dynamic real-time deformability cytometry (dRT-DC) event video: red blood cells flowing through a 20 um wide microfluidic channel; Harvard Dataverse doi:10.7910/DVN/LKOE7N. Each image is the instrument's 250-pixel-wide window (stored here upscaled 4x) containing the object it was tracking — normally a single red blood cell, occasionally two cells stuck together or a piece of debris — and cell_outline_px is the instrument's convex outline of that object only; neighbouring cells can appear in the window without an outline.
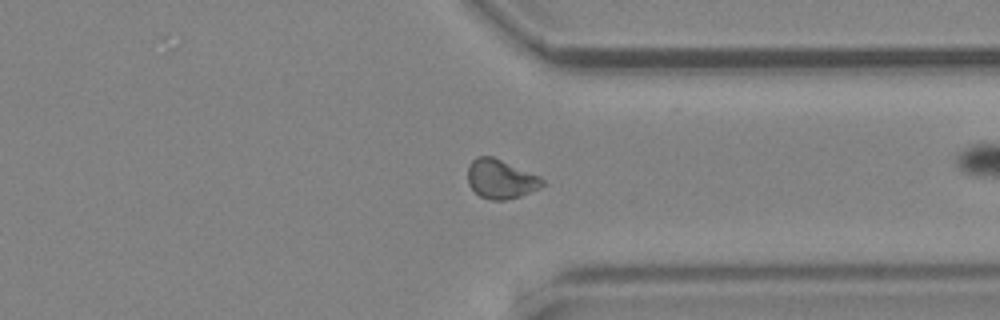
{"species": "common noctule bat (a hibernating species)", "species_latin": "Nyctalus noctula", "temperature_condition": "cold", "stored_images_in_passage": 54, "segment_of_instrument_passage": [2, 2], "camera_frame_rate_fps": 3000, "um_per_image_px": 0.085, "animal": {"sex": "male", "body_mass_g": 19.2, "forearm_length_mm": 51.8}, "frame": {"image": 1, "passage_image": 37, "time_ms": 12.0, "image_size_px": [1000, 320], "cell_outline_px": [[544, 184], [540, 188], [520, 196], [504, 200], [492, 200], [480, 196], [468, 184], [468, 164], [476, 156], [492, 156], [540, 176], [544, 180]], "centroid_in_image_um": [42.56, 15.21], "position_along_channel_um": 368.8, "area_um2": 16.99}}
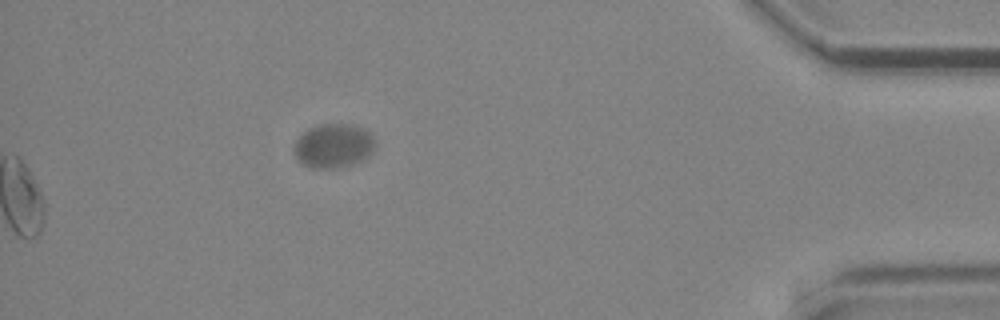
{"frame": {"image": 2, "passage_image": 54, "time_ms": 17.667, "image_size_px": [1000, 320], "cell_outline_px": [[376, 148], [364, 160], [340, 168], [308, 168], [300, 164], [296, 160], [292, 148], [296, 140], [308, 128], [316, 124], [356, 124], [364, 128], [372, 136]], "centroid_in_image_um": [28.31, 12.4], "position_along_channel_um": 406.9, "area_um2": 21.44}}